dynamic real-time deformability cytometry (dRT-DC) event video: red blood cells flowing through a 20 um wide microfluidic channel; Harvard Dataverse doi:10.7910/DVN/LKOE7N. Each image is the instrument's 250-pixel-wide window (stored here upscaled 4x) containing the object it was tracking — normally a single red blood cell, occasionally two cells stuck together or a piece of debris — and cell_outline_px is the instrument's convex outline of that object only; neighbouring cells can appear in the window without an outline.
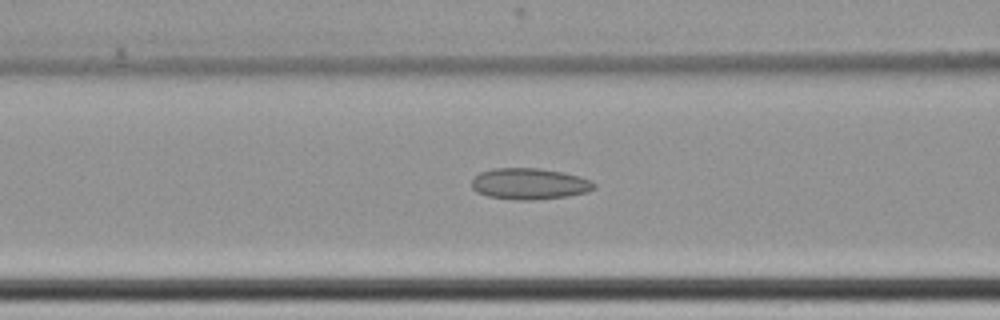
{"species": "common noctule bat (a hibernating species)", "species_latin": "Nyctalus noctula", "temperature_condition": "cold", "stored_images_in_passage": 61, "camera_frame_rate_fps": 3000, "um_per_image_px": 0.085, "animal": {"sex": "female", "body_mass_g": 22.7, "forearm_length_mm": 54.2}, "frame": {"image": 1, "passage_image": 26, "time_ms": 8.333, "image_size_px": [1000, 320], "cell_outline_px": [[596, 188], [588, 192], [568, 196], [532, 200], [516, 200], [488, 196], [476, 192], [472, 188], [472, 180], [480, 172], [492, 168], [540, 168], [564, 172], [580, 176], [592, 180], [596, 184]], "centroid_in_image_um": [45.04, 15.62], "position_along_channel_um": 121.6, "area_um2": 22.54}}
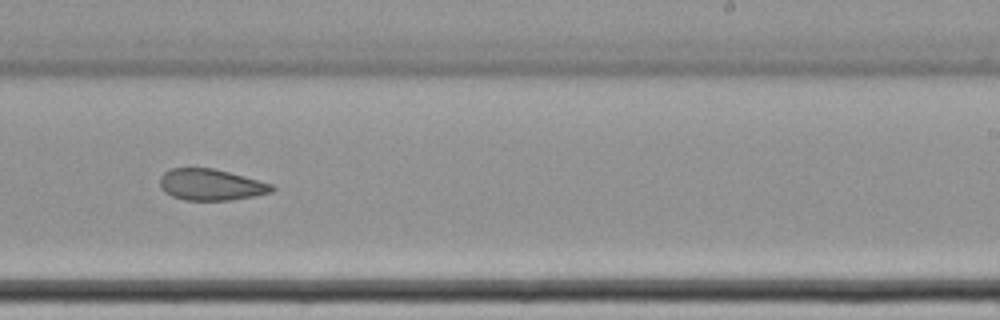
{"frame": {"image": 2, "passage_image": 39, "time_ms": 12.667, "image_size_px": [1000, 320], "cell_outline_px": [[276, 188], [272, 192], [256, 196], [232, 200], [184, 200], [172, 196], [164, 192], [160, 184], [160, 176], [168, 168], [212, 168], [244, 176], [272, 184]], "centroid_in_image_um": [17.92, 15.7], "position_along_channel_um": 271.1, "area_um2": 20.52}}
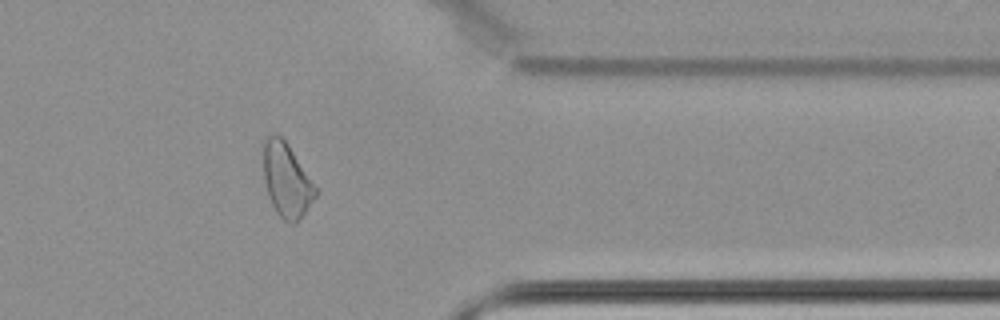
{"frame": {"image": 3, "passage_image": 50, "time_ms": 16.333, "image_size_px": [1000, 320], "cell_outline_px": [[320, 192], [296, 224], [292, 224], [284, 220], [276, 212], [268, 196], [264, 180], [264, 140], [272, 132], [276, 132], [288, 144], [320, 188]], "centroid_in_image_um": [24.42, 15.31], "position_along_channel_um": 387.0, "area_um2": 23.06}, "authors_computed_cell_mechanics": {"area_um2": 24.0448, "velocity_mm_per_s": 3.4527, "shape_relaxation_time_tau1_ms": null, "shape_relaxation_time_tau2_ms": 3.626, "deformation_change_tau1": null, "deformation_change_tau2": 0.1039}}